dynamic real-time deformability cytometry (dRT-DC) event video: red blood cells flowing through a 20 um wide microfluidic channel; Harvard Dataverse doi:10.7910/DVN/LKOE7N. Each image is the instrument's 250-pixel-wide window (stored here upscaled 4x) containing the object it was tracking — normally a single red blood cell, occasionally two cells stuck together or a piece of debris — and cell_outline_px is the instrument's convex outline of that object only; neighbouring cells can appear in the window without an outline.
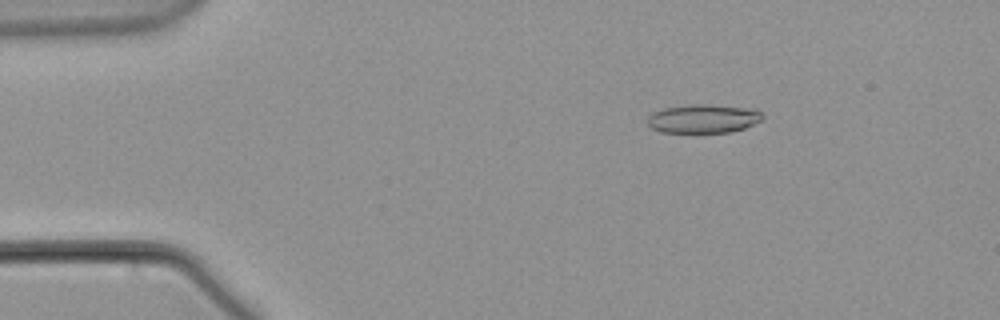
{"species": "common noctule bat (a hibernating species)", "species_latin": "Nyctalus noctula", "temperature_condition": "warm", "stored_images_in_passage": 52, "camera_frame_rate_fps": 3000, "um_per_image_px": 0.085, "animal": {"sex": "male", "body_mass_g": 21.5, "forearm_length_mm": 52.0}, "frame": {"image": 1, "passage_image": 4, "time_ms": 1.0, "image_size_px": [1000, 320], "cell_outline_px": [[764, 120], [744, 128], [732, 132], [660, 132], [652, 128], [648, 124], [648, 116], [652, 112], [664, 108], [696, 104], [704, 104], [756, 108], [764, 116]], "centroid_in_image_um": [59.83, 10.08], "position_along_channel_um": 25.2, "area_um2": 19.36}}
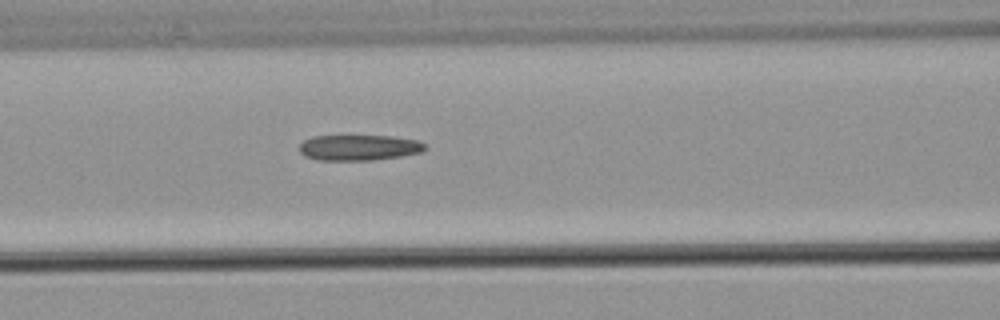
{"frame": {"image": 2, "passage_image": 19, "time_ms": 6.0, "image_size_px": [1000, 320], "cell_outline_px": [[428, 148], [420, 152], [400, 156], [372, 160], [316, 160], [304, 156], [300, 152], [300, 144], [304, 140], [312, 136], [392, 136], [416, 140], [424, 144]], "centroid_in_image_um": [30.48, 12.54], "position_along_channel_um": 136.1, "area_um2": 18.73}}
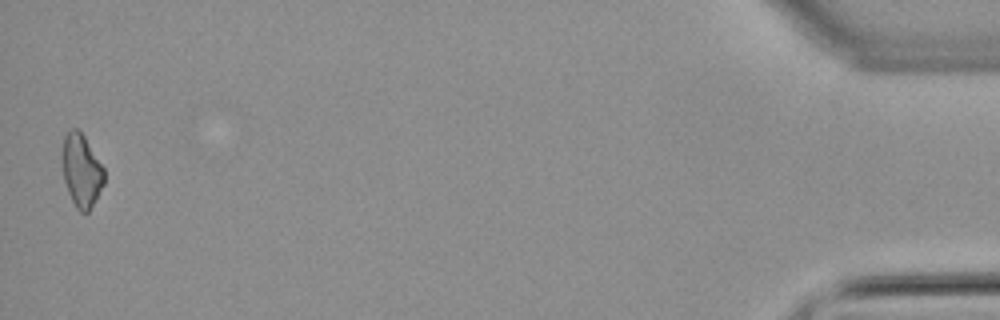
{"frame": {"image": 3, "passage_image": 51, "time_ms": 16.667, "image_size_px": [1000, 320], "cell_outline_px": [[104, 184], [88, 212], [80, 212], [76, 208], [68, 192], [64, 180], [60, 160], [60, 152], [64, 136], [68, 128], [76, 128], [84, 136], [104, 168]], "centroid_in_image_um": [6.87, 14.45], "position_along_channel_um": 428.3, "area_um2": 18.09}}